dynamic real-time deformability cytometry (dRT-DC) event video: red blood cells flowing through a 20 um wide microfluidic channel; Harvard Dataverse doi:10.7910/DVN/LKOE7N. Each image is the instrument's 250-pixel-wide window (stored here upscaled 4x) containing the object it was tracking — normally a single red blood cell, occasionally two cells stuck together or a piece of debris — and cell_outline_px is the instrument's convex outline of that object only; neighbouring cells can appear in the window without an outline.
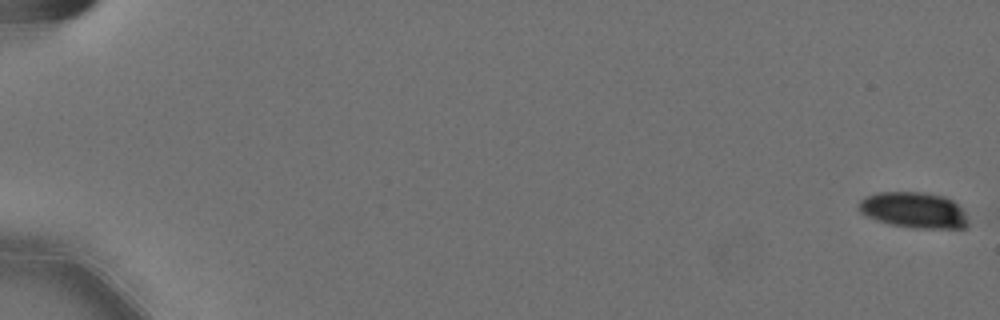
{"species": "Egyptian fruit bat (a non-hibernating species)", "species_latin": "Rousettus aegyptiacus", "temperature_condition": "cold", "stored_images_in_passage": 4, "camera_frame_rate_fps": 3000, "um_per_image_px": 0.085, "animal": {"sex": "female"}, "frame": {"image": 1, "passage_image": 1, "time_ms": 0.0, "image_size_px": [1000, 320], "cell_outline_px": [[968, 228], [916, 228], [888, 224], [864, 216], [856, 208], [860, 200], [864, 196], [876, 192], [924, 192], [944, 196], [952, 200], [964, 212], [968, 220]], "centroid_in_image_um": [77.62, 17.86], "position_along_channel_um": 7.4, "area_um2": 23.18}}